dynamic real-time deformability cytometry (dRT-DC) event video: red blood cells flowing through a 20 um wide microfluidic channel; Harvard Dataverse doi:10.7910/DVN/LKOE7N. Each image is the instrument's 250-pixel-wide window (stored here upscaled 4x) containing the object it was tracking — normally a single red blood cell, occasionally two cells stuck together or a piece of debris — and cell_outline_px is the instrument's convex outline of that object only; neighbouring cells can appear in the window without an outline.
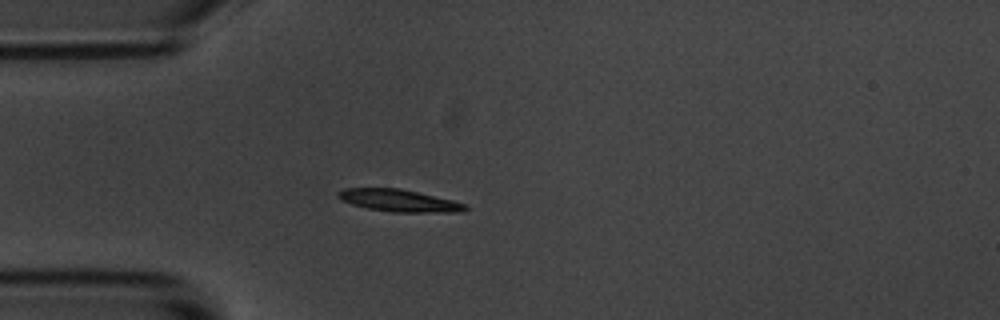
{"species": "common noctule bat (a hibernating species)", "species_latin": "Nyctalus noctula", "temperature_condition": "room temperature", "stored_images_in_passage": 41, "camera_frame_rate_fps": 3000, "um_per_image_px": 0.085, "animal": {"sex": "male", "body_mass_g": 20.1, "forearm_length_mm": 53.5}, "frame": {"image": 1, "passage_image": 1, "time_ms": 0.0, "image_size_px": [1000, 320], "cell_outline_px": [[468, 208], [464, 212], [392, 212], [368, 208], [352, 204], [340, 200], [336, 196], [336, 192], [344, 188], [400, 188], [452, 200], [464, 204]], "centroid_in_image_um": [33.87, 17.04], "position_along_channel_um": 51.1, "area_um2": 16.42}}
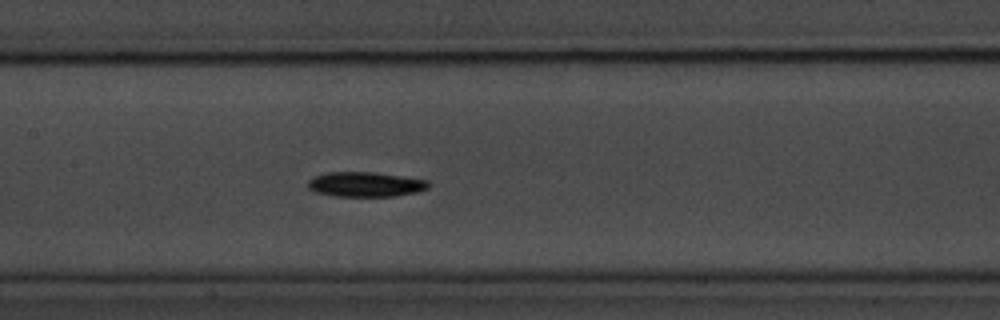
{"frame": {"image": 2, "passage_image": 12, "time_ms": 3.667, "image_size_px": [1000, 320], "cell_outline_px": [[428, 188], [420, 192], [396, 196], [336, 196], [316, 192], [308, 188], [308, 180], [316, 176], [328, 172], [372, 172], [428, 180]], "centroid_in_image_um": [31.08, 15.67], "position_along_channel_um": 176.3, "area_um2": 17.34}}
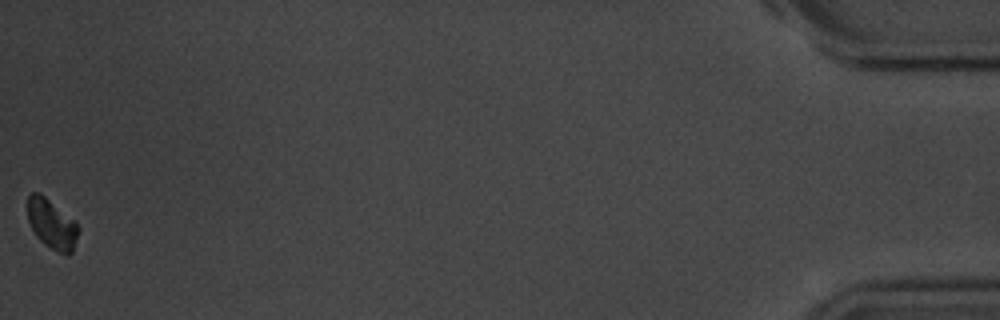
{"frame": {"image": 3, "passage_image": 41, "time_ms": 13.333, "image_size_px": [1000, 320], "cell_outline_px": [[80, 228], [72, 252], [68, 256], [64, 256], [44, 244], [36, 236], [28, 220], [28, 196], [32, 192], [40, 192], [76, 220]], "centroid_in_image_um": [4.44, 19.05], "position_along_channel_um": 430.8, "area_um2": 15.03}, "authors_computed_cell_mechanics": {"area_um2": 16.2996, "velocity_mm_per_s": 3.6482, "shape_relaxation_time_tau1_ms": 9.3933, "shape_relaxation_time_tau2_ms": null, "deformation_change_tau1": 0.3233, "deformation_change_tau2": null}}